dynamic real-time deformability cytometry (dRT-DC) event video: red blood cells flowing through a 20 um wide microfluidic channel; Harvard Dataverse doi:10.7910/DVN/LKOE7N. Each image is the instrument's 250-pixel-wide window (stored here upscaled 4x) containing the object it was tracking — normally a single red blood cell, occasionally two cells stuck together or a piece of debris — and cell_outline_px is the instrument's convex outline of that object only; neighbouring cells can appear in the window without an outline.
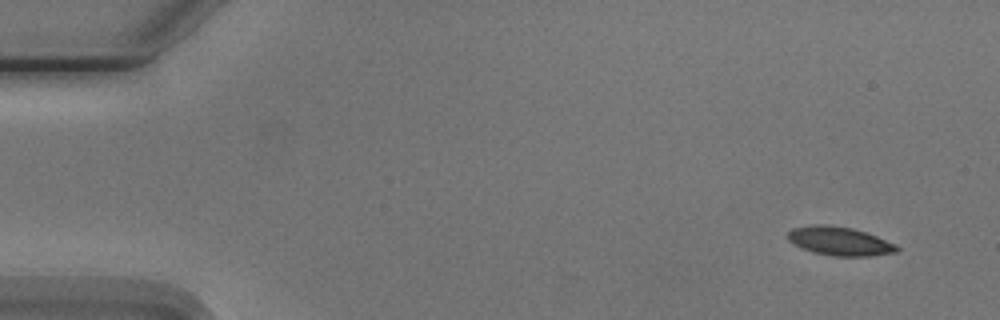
{"species": "Egyptian fruit bat (a non-hibernating species)", "species_latin": "Rousettus aegyptiacus", "temperature_condition": "cold", "stored_images_in_passage": 7, "camera_frame_rate_fps": 3000, "um_per_image_px": 0.085, "animal": {"sex": "male"}, "frame": {"image": 1, "passage_image": 1, "time_ms": 0.0, "image_size_px": [1000, 320], "cell_outline_px": [[900, 248], [896, 252], [872, 256], [832, 256], [812, 252], [792, 244], [788, 240], [788, 232], [792, 228], [812, 224], [820, 224], [852, 228], [876, 236], [896, 244]], "centroid_in_image_um": [71.34, 20.5], "position_along_channel_um": 13.7, "area_um2": 18.26}}
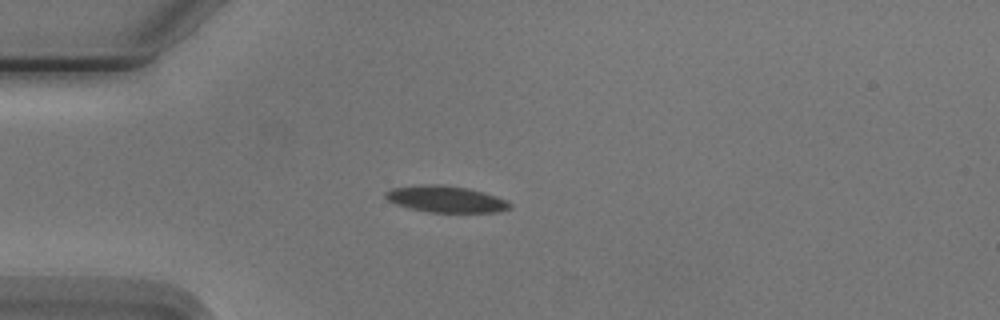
{"frame": {"image": 2, "passage_image": 4, "time_ms": 3.667, "image_size_px": [1000, 320], "cell_outline_px": [[512, 208], [496, 212], [428, 212], [408, 208], [396, 204], [388, 200], [384, 196], [384, 192], [392, 188], [424, 184], [440, 184], [468, 188], [484, 192], [496, 196], [512, 204]], "centroid_in_image_um": [37.88, 16.92], "position_along_channel_um": 47.1, "area_um2": 19.25}}
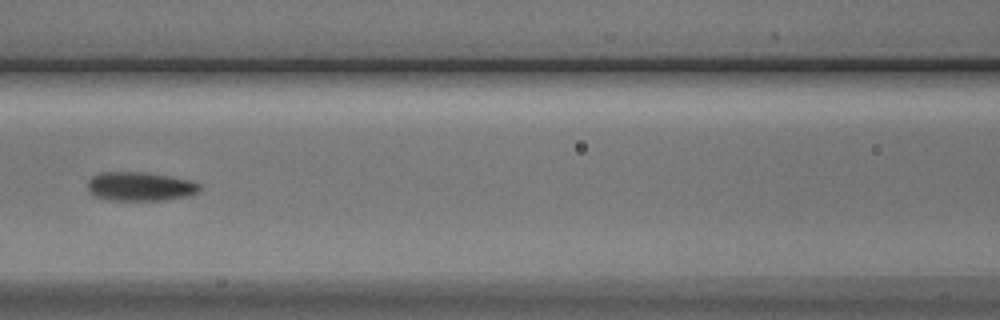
{"frame": {"image": 3, "passage_image": 7, "time_ms": 7.0, "image_size_px": [1000, 320], "cell_outline_px": [[204, 188], [200, 192], [188, 196], [164, 200], [108, 200], [96, 196], [88, 192], [88, 180], [92, 176], [100, 172], [144, 172], [192, 180], [200, 184]], "centroid_in_image_um": [11.95, 15.85], "position_along_channel_um": 154.7, "area_um2": 19.13}}